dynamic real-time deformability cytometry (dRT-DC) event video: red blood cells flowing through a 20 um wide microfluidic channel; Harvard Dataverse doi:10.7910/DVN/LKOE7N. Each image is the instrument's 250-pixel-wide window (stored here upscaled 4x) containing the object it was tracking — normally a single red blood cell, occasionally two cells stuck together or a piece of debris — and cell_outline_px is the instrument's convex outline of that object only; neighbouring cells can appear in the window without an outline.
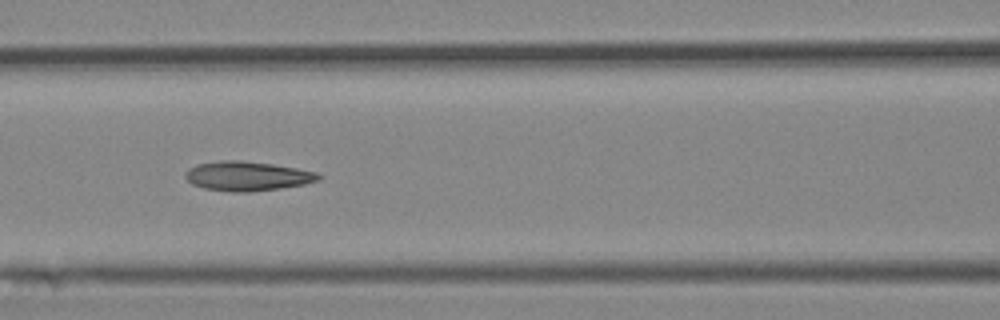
{"species": "Egyptian fruit bat (a non-hibernating species)", "species_latin": "Rousettus aegyptiacus", "temperature_condition": "cold", "stored_images_in_passage": 9, "camera_frame_rate_fps": 3000, "um_per_image_px": 0.085, "animal": {"sex": "female"}, "frame": {"image": 1, "passage_image": 6, "time_ms": 5.667, "image_size_px": [1000, 320], "cell_outline_px": [[324, 176], [320, 180], [304, 184], [280, 188], [248, 192], [232, 192], [204, 188], [192, 184], [184, 176], [188, 168], [196, 164], [220, 160], [240, 160], [272, 164], [296, 168], [316, 172]], "centroid_in_image_um": [21.02, 14.96], "position_along_channel_um": 145.6, "area_um2": 22.89}}
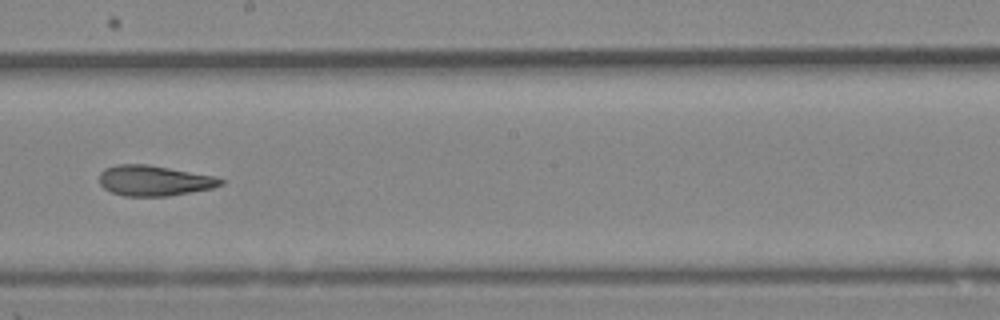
{"frame": {"image": 2, "passage_image": 8, "time_ms": 8.0, "image_size_px": [1000, 320], "cell_outline_px": [[224, 184], [212, 188], [168, 196], [124, 196], [112, 192], [104, 188], [100, 184], [100, 172], [104, 168], [116, 164], [148, 164], [216, 176], [224, 180]], "centroid_in_image_um": [13.1, 15.34], "position_along_channel_um": 235.1, "area_um2": 21.62}}
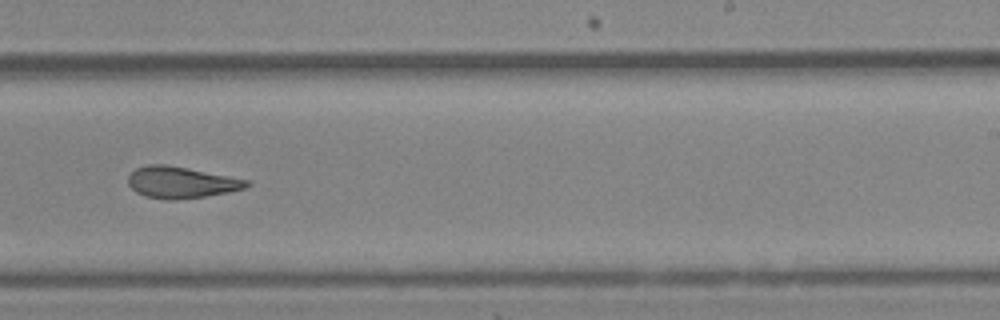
{"frame": {"image": 3, "passage_image": 9, "time_ms": 9.0, "image_size_px": [1000, 320], "cell_outline_px": [[252, 184], [244, 188], [228, 192], [204, 196], [176, 200], [172, 200], [144, 196], [136, 192], [128, 184], [128, 176], [136, 168], [148, 164], [168, 164], [248, 180]], "centroid_in_image_um": [15.37, 15.49], "position_along_channel_um": 273.6, "area_um2": 21.62}}